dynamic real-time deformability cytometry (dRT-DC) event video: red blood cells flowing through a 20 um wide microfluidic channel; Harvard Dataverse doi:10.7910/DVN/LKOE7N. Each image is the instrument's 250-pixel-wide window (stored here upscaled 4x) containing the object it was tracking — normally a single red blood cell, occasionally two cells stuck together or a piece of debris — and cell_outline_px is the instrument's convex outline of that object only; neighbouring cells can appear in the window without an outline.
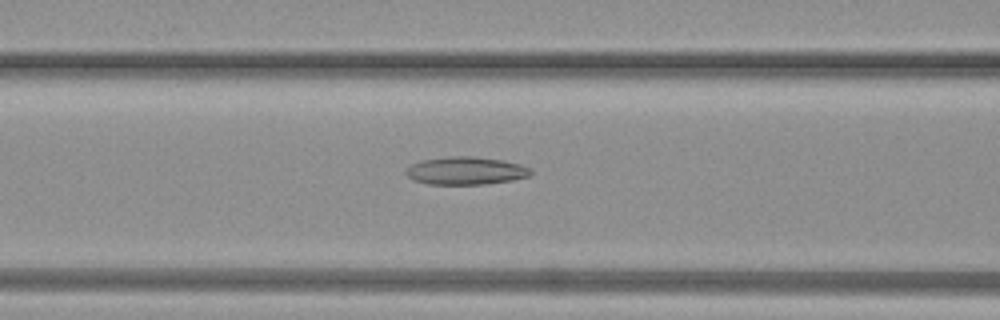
{"species": "common noctule bat (a hibernating species)", "species_latin": "Nyctalus noctula", "temperature_condition": "warm", "stored_images_in_passage": 30, "camera_frame_rate_fps": 3000, "um_per_image_px": 0.085, "animal": {"sex": "female", "body_mass_g": 19.3, "forearm_length_mm": 54.1}, "frame": {"image": 1, "passage_image": 6, "time_ms": 1.667, "image_size_px": [1000, 320], "cell_outline_px": [[532, 176], [512, 180], [484, 184], [428, 184], [412, 180], [404, 172], [412, 164], [420, 160], [448, 156], [476, 156], [500, 160], [520, 164], [532, 168]], "centroid_in_image_um": [39.6, 14.51], "position_along_channel_um": 127.0, "area_um2": 20.4}}
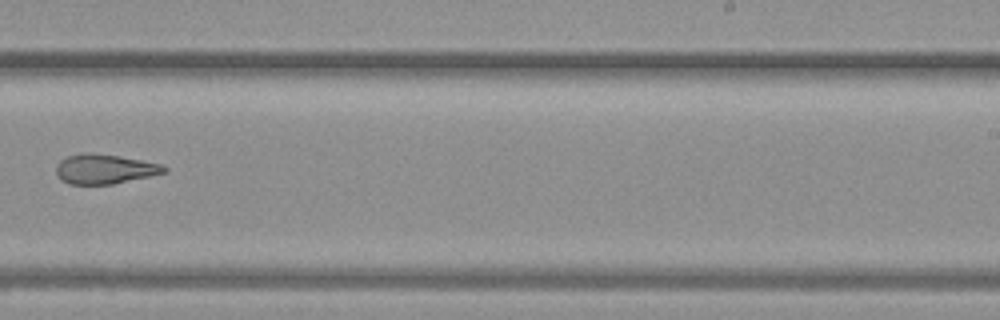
{"frame": {"image": 2, "passage_image": 15, "time_ms": 4.667, "image_size_px": [1000, 320], "cell_outline_px": [[168, 168], [164, 172], [148, 176], [112, 184], [68, 184], [60, 180], [56, 172], [56, 164], [60, 160], [68, 156], [120, 156], [160, 164]], "centroid_in_image_um": [8.87, 14.42], "position_along_channel_um": 280.1, "area_um2": 17.69}}
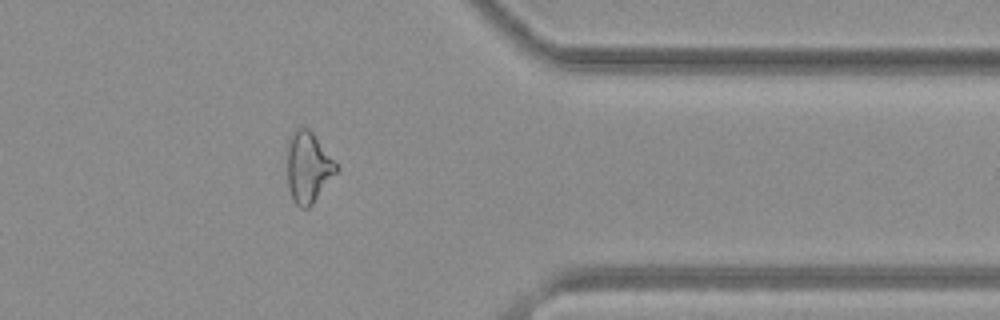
{"frame": {"image": 3, "passage_image": 22, "time_ms": 7.0, "image_size_px": [1000, 320], "cell_outline_px": [[340, 168], [312, 204], [308, 208], [300, 208], [292, 200], [288, 188], [288, 140], [292, 132], [296, 128], [308, 128], [312, 132]], "centroid_in_image_um": [26.19, 14.23], "position_along_channel_um": 385.2, "area_um2": 20.11}}